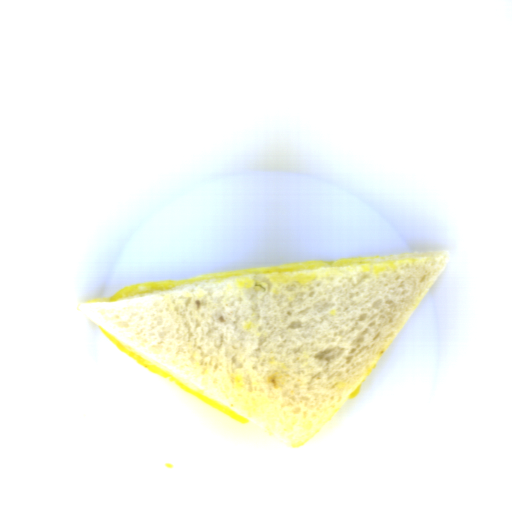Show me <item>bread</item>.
Returning a JSON list of instances; mask_svg holds the SVG:
<instances>
[{
    "label": "bread",
    "mask_w": 512,
    "mask_h": 512,
    "mask_svg": "<svg viewBox=\"0 0 512 512\" xmlns=\"http://www.w3.org/2000/svg\"><path fill=\"white\" fill-rule=\"evenodd\" d=\"M448 250L182 279L77 311L268 438L300 448L376 367Z\"/></svg>",
    "instance_id": "bread-1"
}]
</instances>
